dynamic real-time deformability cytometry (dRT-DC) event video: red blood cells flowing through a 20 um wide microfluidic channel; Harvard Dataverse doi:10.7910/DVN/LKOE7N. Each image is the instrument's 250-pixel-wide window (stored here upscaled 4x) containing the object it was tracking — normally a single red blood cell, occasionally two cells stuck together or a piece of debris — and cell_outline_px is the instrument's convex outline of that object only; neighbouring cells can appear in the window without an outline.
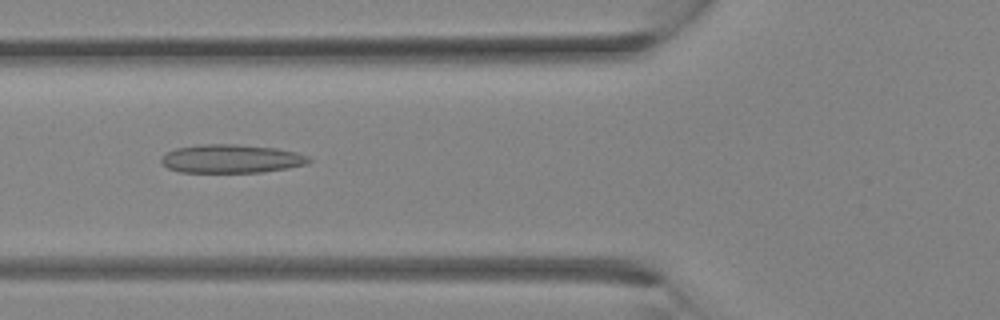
{"species": "Egyptian fruit bat (a non-hibernating species)", "species_latin": "Rousettus aegyptiacus", "temperature_condition": "room temperature", "stored_images_in_passage": 29, "camera_frame_rate_fps": 3000, "um_per_image_px": 0.085, "animal": {"sex": "female"}, "frame": {"image": 1, "passage_image": 9, "time_ms": 2.667, "image_size_px": [1000, 320], "cell_outline_px": [[312, 160], [304, 164], [288, 168], [264, 172], [180, 172], [168, 168], [160, 164], [160, 160], [168, 152], [176, 148], [200, 144], [232, 144], [276, 148], [296, 152], [308, 156]], "centroid_in_image_um": [19.64, 13.49], "position_along_channel_um": 106.2, "area_um2": 24.45}}
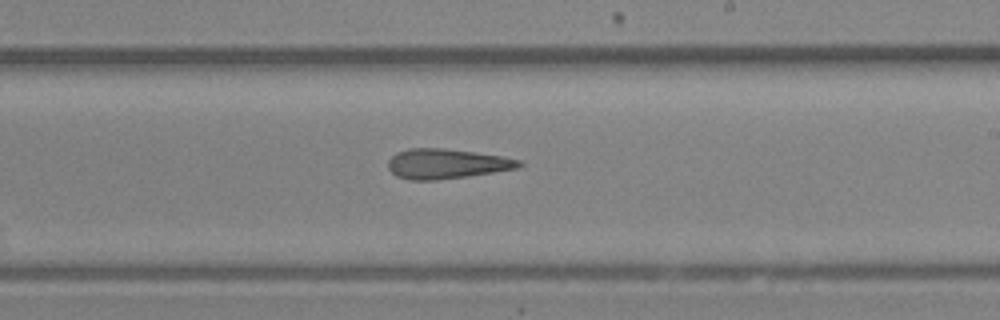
{"frame": {"image": 2, "passage_image": 16, "time_ms": 5.0, "image_size_px": [1000, 320], "cell_outline_px": [[524, 164], [520, 168], [436, 180], [408, 180], [396, 176], [388, 168], [388, 160], [396, 152], [408, 148], [444, 148], [476, 152], [504, 156], [524, 160]], "centroid_in_image_um": [37.98, 13.91], "position_along_channel_um": 251.0, "area_um2": 23.0}}
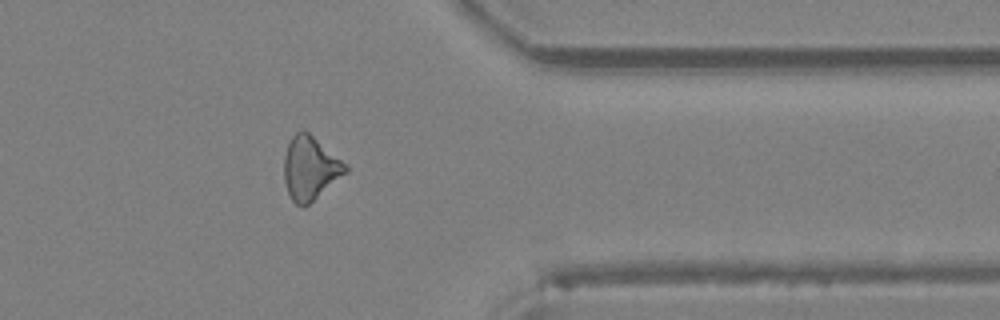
{"frame": {"image": 3, "passage_image": 23, "time_ms": 7.333, "image_size_px": [1000, 320], "cell_outline_px": [[348, 172], [304, 208], [296, 204], [292, 200], [288, 192], [284, 180], [284, 156], [288, 144], [292, 136], [300, 128], [304, 128], [348, 164]], "centroid_in_image_um": [26.38, 14.27], "position_along_channel_um": 385.0, "area_um2": 23.06}}